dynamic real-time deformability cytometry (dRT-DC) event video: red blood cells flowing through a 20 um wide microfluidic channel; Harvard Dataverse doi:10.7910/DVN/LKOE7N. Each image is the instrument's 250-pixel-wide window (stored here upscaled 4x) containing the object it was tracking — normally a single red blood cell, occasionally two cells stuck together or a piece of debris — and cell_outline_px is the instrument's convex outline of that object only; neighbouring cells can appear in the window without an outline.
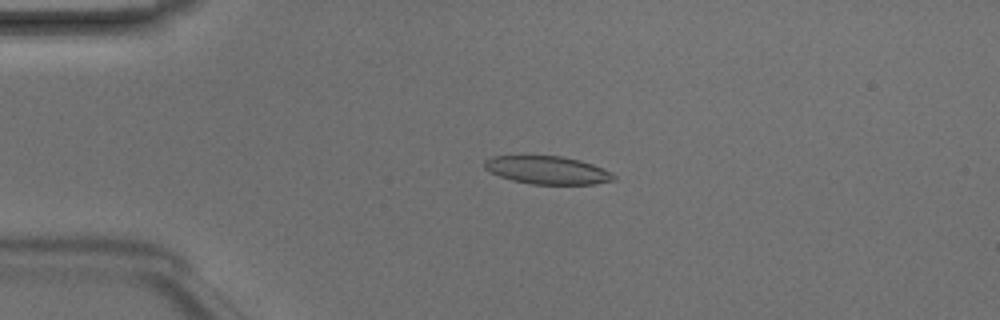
{"species": "Egyptian fruit bat (a non-hibernating species)", "species_latin": "Rousettus aegyptiacus", "temperature_condition": "room temperature", "stored_images_in_passage": 48, "camera_frame_rate_fps": 3000, "um_per_image_px": 0.085, "animal": {"sex": "male"}, "frame": {"image": 1, "passage_image": 11, "time_ms": 3.333, "image_size_px": [1000, 320], "cell_outline_px": [[616, 180], [596, 184], [532, 184], [512, 180], [500, 176], [484, 168], [484, 160], [492, 156], [560, 156], [580, 160], [592, 164], [612, 172], [616, 176]], "centroid_in_image_um": [46.56, 14.46], "position_along_channel_um": 38.4, "area_um2": 21.04}}
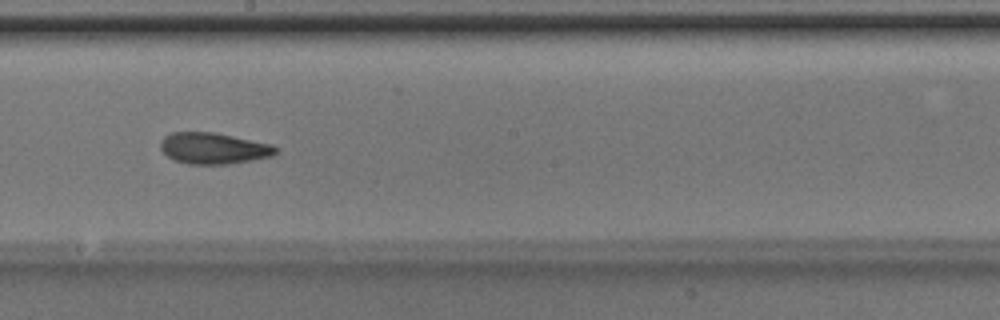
{"frame": {"image": 2, "passage_image": 27, "time_ms": 8.667, "image_size_px": [1000, 320], "cell_outline_px": [[280, 148], [272, 156], [252, 160], [228, 164], [188, 164], [172, 160], [160, 148], [160, 140], [164, 136], [172, 132], [216, 132], [272, 144]], "centroid_in_image_um": [18.15, 12.6], "position_along_channel_um": 230.0, "area_um2": 21.21}}
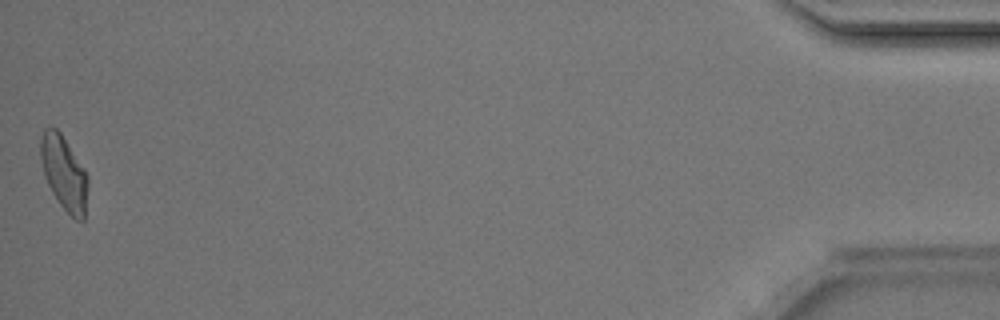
{"frame": {"image": 3, "passage_image": 48, "time_ms": 15.667, "image_size_px": [1000, 320], "cell_outline_px": [[88, 188], [84, 220], [76, 220], [60, 204], [52, 192], [48, 184], [40, 160], [40, 136], [44, 128], [56, 128], [60, 132], [84, 168], [88, 176]], "centroid_in_image_um": [5.44, 14.69], "position_along_channel_um": 429.8, "area_um2": 20.29}, "authors_computed_cell_mechanics": {"area_um2": 20.9236, "velocity_mm_per_s": 4.212, "shape_relaxation_time_tau1_ms": 7.7627, "shape_relaxation_time_tau2_ms": 2.6645, "deformation_change_tau1": 0.1766, "deformation_change_tau2": 0.1082}}